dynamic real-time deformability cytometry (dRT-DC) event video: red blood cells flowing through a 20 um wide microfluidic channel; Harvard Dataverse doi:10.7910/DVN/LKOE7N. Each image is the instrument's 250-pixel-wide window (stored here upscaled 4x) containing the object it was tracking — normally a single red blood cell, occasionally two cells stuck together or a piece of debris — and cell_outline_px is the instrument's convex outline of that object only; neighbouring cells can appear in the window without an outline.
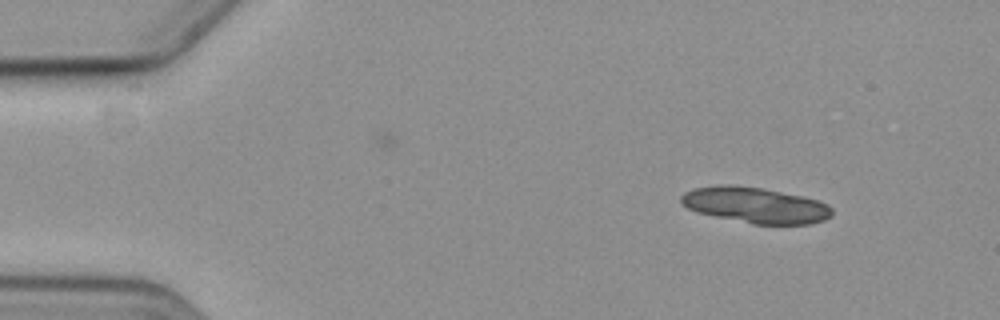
{"species": "common noctule bat (a hibernating species)", "species_latin": "Nyctalus noctula", "temperature_condition": "cold", "stored_images_in_passage": 4, "camera_frame_rate_fps": 3000, "um_per_image_px": 0.085, "animal": {"sex": "female", "body_mass_g": 19.3, "forearm_length_mm": 54.1}, "frame": {"image": 1, "passage_image": 1, "time_ms": 0.0, "image_size_px": [1000, 320], "cell_outline_px": [[832, 216], [824, 220], [812, 224], [752, 224], [700, 212], [688, 208], [680, 200], [680, 196], [684, 192], [696, 188], [720, 184], [732, 184], [760, 188], [800, 196], [816, 200], [828, 204], [832, 208]], "centroid_in_image_um": [64.23, 17.44], "position_along_channel_um": 20.8, "area_um2": 31.1}}